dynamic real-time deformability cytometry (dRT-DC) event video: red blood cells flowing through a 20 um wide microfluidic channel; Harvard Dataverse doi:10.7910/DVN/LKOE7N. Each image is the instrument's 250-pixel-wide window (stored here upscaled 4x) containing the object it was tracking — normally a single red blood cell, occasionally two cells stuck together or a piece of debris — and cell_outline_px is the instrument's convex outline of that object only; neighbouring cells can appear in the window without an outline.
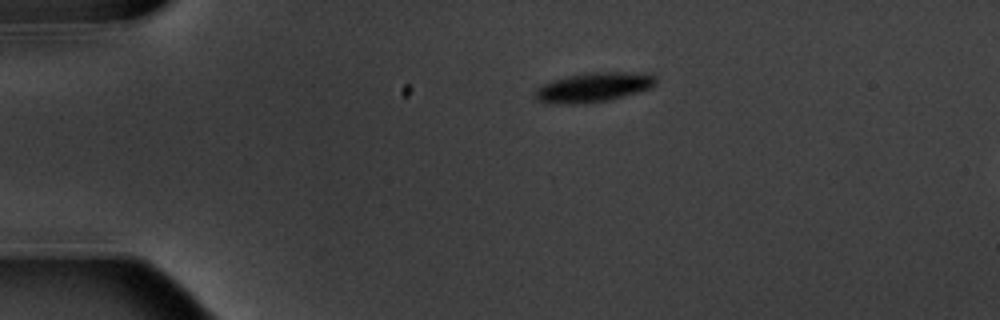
{"species": "common noctule bat (a hibernating species)", "species_latin": "Nyctalus noctula", "temperature_condition": "warm", "stored_images_in_passage": 5, "camera_frame_rate_fps": 3000, "um_per_image_px": 0.085, "animal": {"sex": "male", "body_mass_g": 20.1, "forearm_length_mm": 53.5}, "frame": {"image": 1, "passage_image": 1, "time_ms": 0.0, "image_size_px": [1000, 320], "cell_outline_px": [[656, 84], [652, 88], [612, 100], [540, 100], [532, 96], [532, 92], [536, 88], [552, 80], [568, 76], [588, 72], [652, 72], [656, 76]], "centroid_in_image_um": [50.63, 7.33], "position_along_channel_um": 34.4, "area_um2": 19.88}}